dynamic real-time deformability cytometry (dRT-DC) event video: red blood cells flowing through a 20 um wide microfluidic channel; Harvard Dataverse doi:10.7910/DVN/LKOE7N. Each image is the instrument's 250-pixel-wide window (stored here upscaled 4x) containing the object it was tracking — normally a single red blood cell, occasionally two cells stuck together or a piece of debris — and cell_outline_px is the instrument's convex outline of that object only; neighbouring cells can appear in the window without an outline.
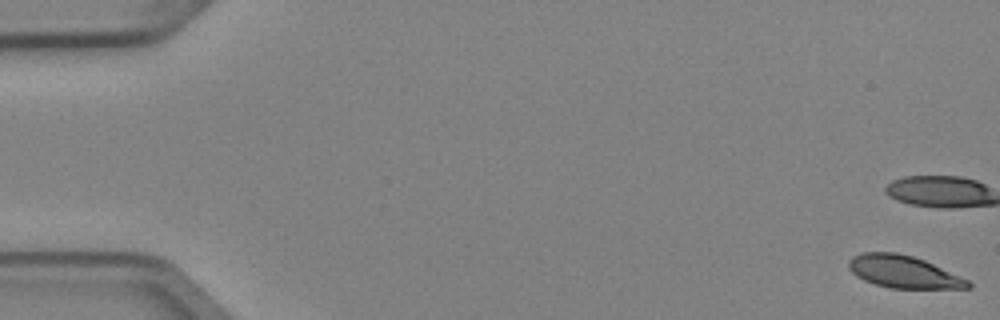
{"species": "Egyptian fruit bat (a non-hibernating species)", "species_latin": "Rousettus aegyptiacus", "temperature_condition": "cold", "stored_images_in_passage": 5, "segment_of_instrument_passage": [2, 2], "camera_frame_rate_fps": 3000, "um_per_image_px": 0.085, "animal": {"sex": "female"}, "frame": {"image": 1, "passage_image": 5, "time_ms": 1.333, "image_size_px": [1000, 320], "cell_outline_px": [[972, 288], [888, 288], [864, 280], [856, 276], [848, 268], [848, 260], [852, 256], [864, 252], [896, 252], [912, 256], [924, 260], [968, 280], [972, 284]], "centroid_in_image_um": [76.76, 23.1], "position_along_channel_um": 8.2, "area_um2": 22.37}}